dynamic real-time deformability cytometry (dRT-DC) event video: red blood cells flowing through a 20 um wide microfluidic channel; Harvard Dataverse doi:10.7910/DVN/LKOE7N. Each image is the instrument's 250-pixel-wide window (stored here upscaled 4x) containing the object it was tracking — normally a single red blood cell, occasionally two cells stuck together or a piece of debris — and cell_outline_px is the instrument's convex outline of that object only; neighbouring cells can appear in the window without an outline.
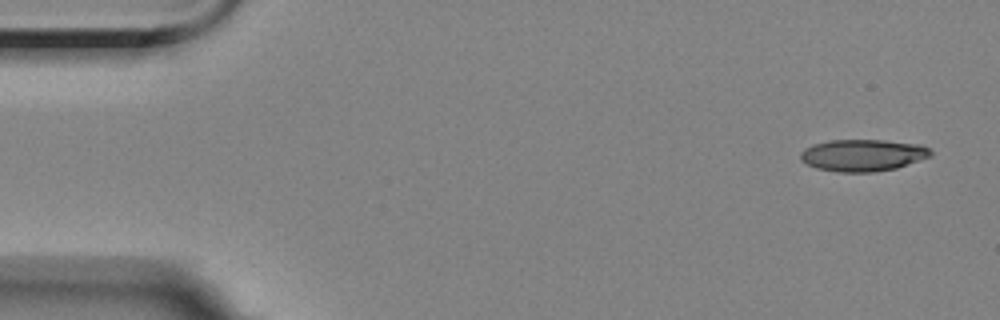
{"species": "Egyptian fruit bat (a non-hibernating species)", "species_latin": "Rousettus aegyptiacus", "temperature_condition": "room temperature", "stored_images_in_passage": 6, "camera_frame_rate_fps": 3000, "um_per_image_px": 0.085, "animal": {"sex": "female"}, "frame": {"image": 1, "passage_image": 1, "time_ms": 0.0, "image_size_px": [1000, 320], "cell_outline_px": [[932, 156], [896, 168], [872, 172], [836, 172], [816, 168], [800, 160], [800, 152], [804, 148], [812, 144], [828, 140], [884, 140], [920, 144], [928, 148], [932, 152]], "centroid_in_image_um": [73.31, 13.19], "position_along_channel_um": 11.7, "area_um2": 24.33}}
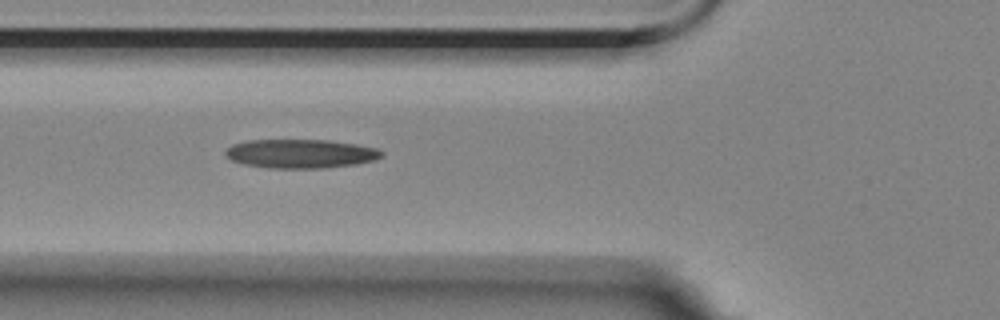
{"frame": {"image": 2, "passage_image": 6, "time_ms": 5.667, "image_size_px": [1000, 320], "cell_outline_px": [[384, 156], [376, 160], [356, 164], [324, 168], [268, 168], [244, 164], [232, 160], [224, 156], [224, 152], [232, 144], [248, 140], [328, 140], [356, 144], [376, 148], [384, 152]], "centroid_in_image_um": [25.56, 13.06], "position_along_channel_um": 100.2, "area_um2": 26.47}}